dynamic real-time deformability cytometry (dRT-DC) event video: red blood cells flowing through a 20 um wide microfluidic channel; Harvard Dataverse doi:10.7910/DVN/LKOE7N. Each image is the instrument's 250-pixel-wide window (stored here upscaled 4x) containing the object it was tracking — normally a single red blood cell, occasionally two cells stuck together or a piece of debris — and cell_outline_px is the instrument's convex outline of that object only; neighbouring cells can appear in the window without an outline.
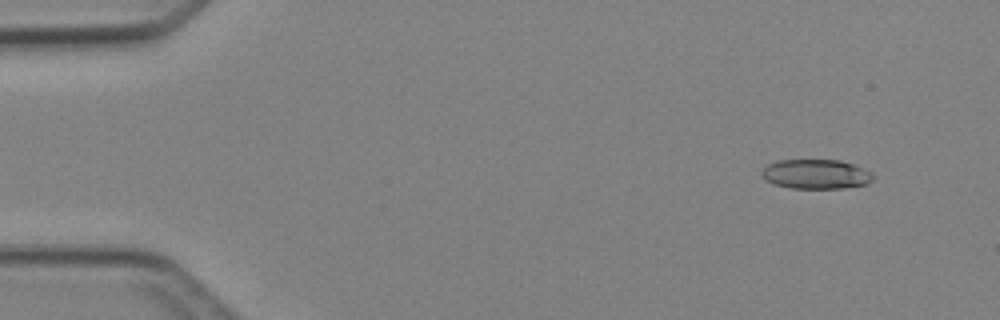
{"species": "Egyptian fruit bat (a non-hibernating species)", "species_latin": "Rousettus aegyptiacus", "temperature_condition": "cold", "stored_images_in_passage": 4, "segment_of_instrument_passage": [2, 2], "camera_frame_rate_fps": 3000, "um_per_image_px": 0.085, "animal": {"sex": "female"}, "frame": {"image": 1, "passage_image": 4, "time_ms": 4.333, "image_size_px": [1000, 320], "cell_outline_px": [[872, 180], [864, 184], [844, 188], [788, 188], [776, 184], [768, 180], [760, 172], [768, 164], [776, 160], [840, 160], [856, 164], [872, 172]], "centroid_in_image_um": [69.38, 14.79], "position_along_channel_um": 15.6, "area_um2": 19.07}}